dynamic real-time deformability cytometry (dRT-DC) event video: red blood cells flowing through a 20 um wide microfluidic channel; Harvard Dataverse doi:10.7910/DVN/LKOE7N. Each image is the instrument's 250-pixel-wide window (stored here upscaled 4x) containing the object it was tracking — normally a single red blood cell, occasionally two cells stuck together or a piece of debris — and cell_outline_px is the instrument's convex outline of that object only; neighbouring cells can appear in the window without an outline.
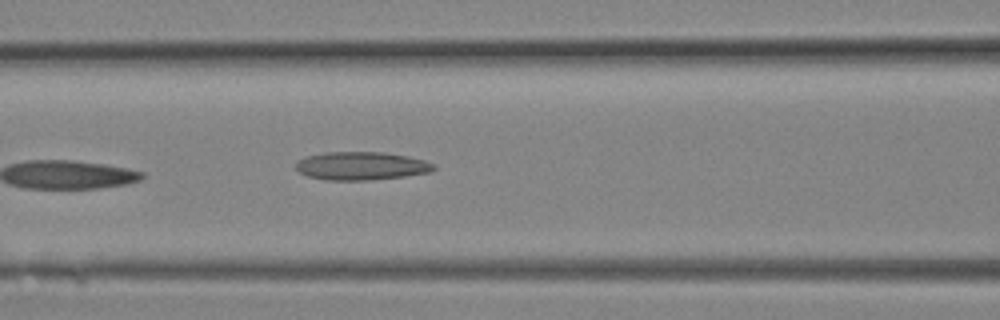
{"species": "Egyptian fruit bat (a non-hibernating species)", "species_latin": "Rousettus aegyptiacus", "temperature_condition": "room temperature", "stored_images_in_passage": 10, "camera_frame_rate_fps": 3000, "um_per_image_px": 0.085, "animal": {"sex": "female"}, "frame": {"image": 1, "passage_image": 10, "time_ms": 3.0, "image_size_px": [1000, 320], "cell_outline_px": [[436, 168], [432, 172], [404, 176], [368, 180], [324, 180], [308, 176], [300, 172], [296, 168], [296, 160], [304, 156], [324, 152], [384, 152], [408, 156], [424, 160], [436, 164]], "centroid_in_image_um": [30.71, 14.09], "position_along_channel_um": 135.9, "area_um2": 22.89}}